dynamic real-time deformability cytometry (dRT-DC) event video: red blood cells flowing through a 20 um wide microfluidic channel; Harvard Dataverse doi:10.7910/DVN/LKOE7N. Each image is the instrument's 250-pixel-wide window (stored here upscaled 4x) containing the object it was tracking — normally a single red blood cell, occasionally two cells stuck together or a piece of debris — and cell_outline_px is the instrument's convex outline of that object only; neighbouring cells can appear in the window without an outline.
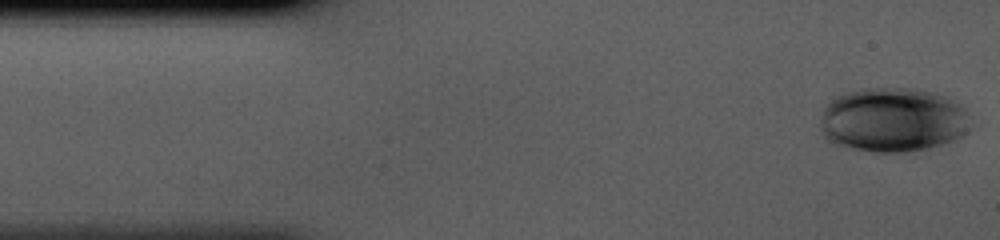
{"species": "human", "species_latin": "Homo sapiens", "temperature_condition": "cold", "stored_images_in_passage": 41, "camera_frame_rate_fps": 3000, "um_per_image_px": 0.085, "donor": {"sex": "male"}, "frame": {"image": 1, "passage_image": 1, "time_ms": 0.0, "image_size_px": [1000, 240], "cell_outline_px": [[972, 124], [968, 132], [952, 140], [928, 148], [904, 152], [876, 152], [852, 148], [832, 144], [824, 136], [820, 128], [820, 116], [824, 108], [832, 100], [848, 92], [860, 88], [916, 88], [932, 92], [944, 96], [960, 104], [964, 108]], "centroid_in_image_um": [75.89, 10.19], "position_along_channel_um": 9.1, "area_um2": 56.53}}
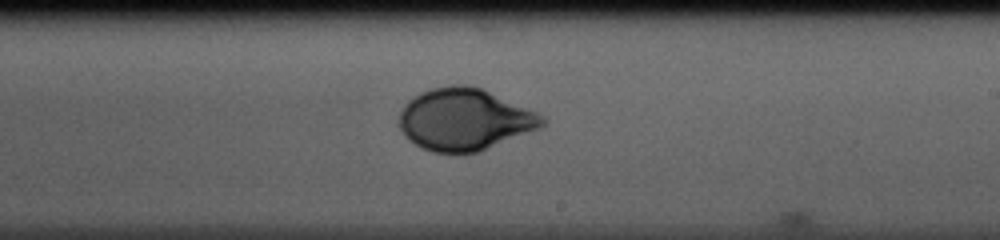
{"frame": {"image": 2, "passage_image": 24, "time_ms": 7.667, "image_size_px": [1000, 240], "cell_outline_px": [[544, 124], [540, 128], [476, 152], [432, 152], [408, 140], [404, 136], [400, 128], [400, 112], [404, 104], [408, 100], [420, 92], [432, 88], [452, 84], [468, 84], [480, 88], [536, 112], [544, 116]], "centroid_in_image_um": [39.44, 10.14], "position_along_channel_um": 249.6, "area_um2": 50.98}}
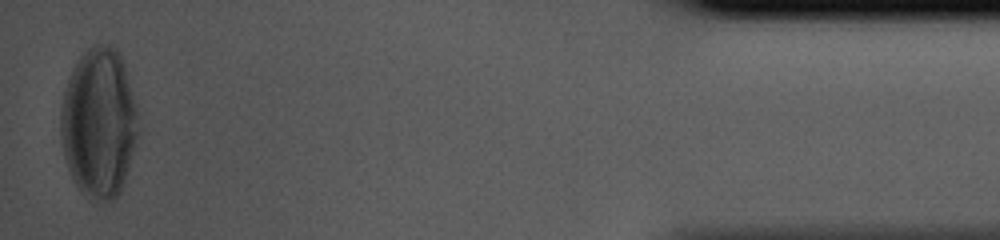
{"frame": {"image": 3, "passage_image": 41, "time_ms": 13.333, "image_size_px": [1000, 240], "cell_outline_px": [[140, 136], [124, 184], [116, 200], [92, 204], [80, 192], [72, 180], [64, 156], [60, 140], [60, 112], [64, 92], [68, 80], [80, 56], [88, 48], [96, 44], [108, 44], [116, 48], [120, 52], [140, 112]], "centroid_in_image_um": [8.45, 10.53], "position_along_channel_um": 426.7, "area_um2": 69.76}}